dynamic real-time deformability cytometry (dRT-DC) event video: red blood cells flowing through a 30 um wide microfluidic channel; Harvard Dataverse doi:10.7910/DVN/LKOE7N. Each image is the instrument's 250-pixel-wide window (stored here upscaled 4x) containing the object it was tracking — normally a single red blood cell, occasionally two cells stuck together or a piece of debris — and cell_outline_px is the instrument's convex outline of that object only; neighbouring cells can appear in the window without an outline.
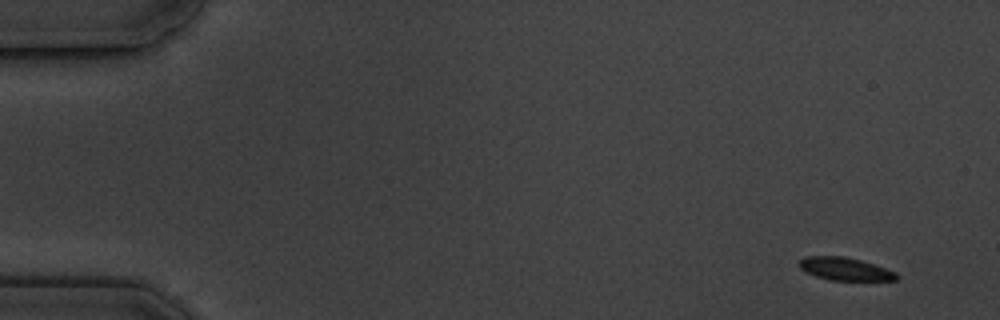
{"species": "common noctule bat (a hibernating species)", "species_latin": "Nyctalus noctula", "temperature_condition": "cold", "stored_images_in_passage": 5, "camera_frame_rate_fps": 3000, "um_per_image_px": 0.085, "animal": {"sex": "male", "body_mass_g": 19.5, "forearm_length_mm": 54.6}, "frame": {"image": 1, "passage_image": 1, "time_ms": 0.0, "image_size_px": [1000, 320], "cell_outline_px": [[900, 276], [896, 280], [828, 280], [804, 272], [800, 268], [800, 260], [804, 256], [844, 256], [860, 260], [896, 272]], "centroid_in_image_um": [71.8, 22.86], "position_along_channel_um": 13.2, "area_um2": 12.89}}
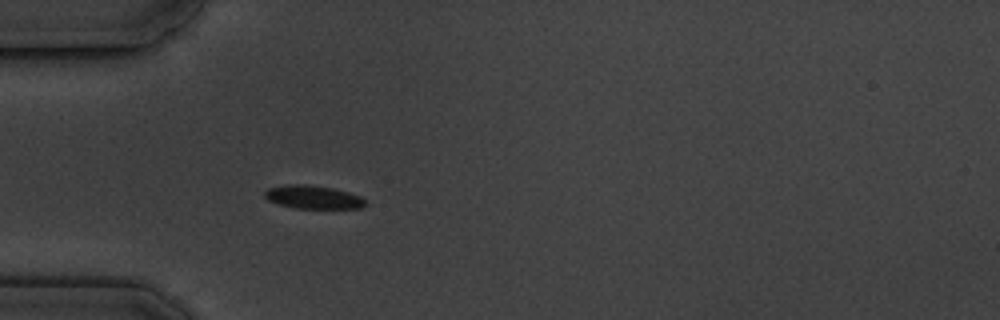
{"frame": {"image": 2, "passage_image": 5, "time_ms": 4.667, "image_size_px": [1000, 320], "cell_outline_px": [[368, 204], [360, 208], [296, 208], [280, 204], [268, 200], [264, 196], [264, 192], [268, 188], [288, 184], [300, 184], [332, 188], [348, 192], [360, 196]], "centroid_in_image_um": [26.61, 16.75], "position_along_channel_um": 58.4, "area_um2": 13.47}}